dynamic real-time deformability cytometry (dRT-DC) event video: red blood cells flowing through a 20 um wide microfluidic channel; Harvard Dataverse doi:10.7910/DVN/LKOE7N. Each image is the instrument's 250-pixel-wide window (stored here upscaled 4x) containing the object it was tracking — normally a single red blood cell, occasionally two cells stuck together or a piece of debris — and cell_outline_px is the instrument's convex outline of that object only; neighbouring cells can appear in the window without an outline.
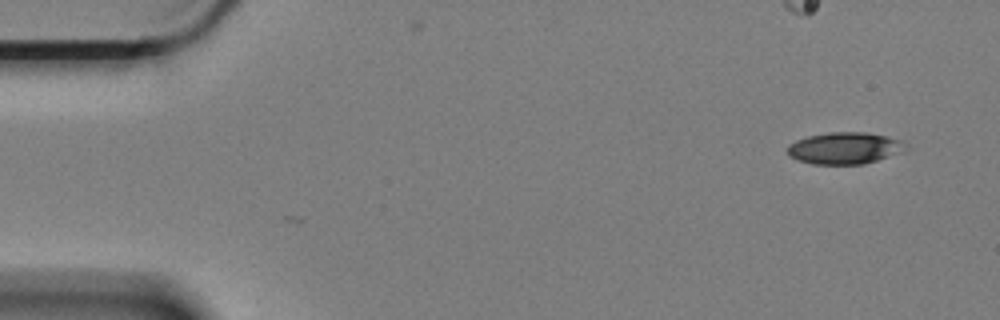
{"species": "Egyptian fruit bat (a non-hibernating species)", "species_latin": "Rousettus aegyptiacus", "temperature_condition": "cold", "stored_images_in_passage": 4, "camera_frame_rate_fps": 3000, "um_per_image_px": 0.085, "animal": {"sex": "female"}, "frame": {"image": 1, "passage_image": 4, "time_ms": 1.0, "image_size_px": [1000, 320], "cell_outline_px": [[908, 148], [904, 152], [864, 164], [812, 164], [796, 160], [788, 156], [788, 144], [796, 140], [808, 136], [828, 132], [864, 132], [888, 136], [900, 140], [908, 144]], "centroid_in_image_um": [71.82, 12.59], "position_along_channel_um": 13.2, "area_um2": 22.2}}